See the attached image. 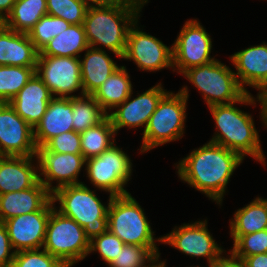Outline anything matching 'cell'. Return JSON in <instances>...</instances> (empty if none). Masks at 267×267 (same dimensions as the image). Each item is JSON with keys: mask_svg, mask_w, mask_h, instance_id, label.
I'll return each instance as SVG.
<instances>
[{"mask_svg": "<svg viewBox=\"0 0 267 267\" xmlns=\"http://www.w3.org/2000/svg\"><path fill=\"white\" fill-rule=\"evenodd\" d=\"M15 251L10 243L8 231L3 222H0V267H11Z\"/></svg>", "mask_w": 267, "mask_h": 267, "instance_id": "39", "label": "cell"}, {"mask_svg": "<svg viewBox=\"0 0 267 267\" xmlns=\"http://www.w3.org/2000/svg\"><path fill=\"white\" fill-rule=\"evenodd\" d=\"M160 258H158L154 263H152L149 267H166V261L163 260H159Z\"/></svg>", "mask_w": 267, "mask_h": 267, "instance_id": "45", "label": "cell"}, {"mask_svg": "<svg viewBox=\"0 0 267 267\" xmlns=\"http://www.w3.org/2000/svg\"><path fill=\"white\" fill-rule=\"evenodd\" d=\"M208 221L200 220L175 226L172 231L161 236V243L172 246L185 255L192 258H206L208 265L219 259L226 250L217 244L213 235L209 232Z\"/></svg>", "mask_w": 267, "mask_h": 267, "instance_id": "12", "label": "cell"}, {"mask_svg": "<svg viewBox=\"0 0 267 267\" xmlns=\"http://www.w3.org/2000/svg\"><path fill=\"white\" fill-rule=\"evenodd\" d=\"M257 102L258 98L247 92L238 102L208 107L216 124V131L209 142L235 151L244 159L249 155L266 166L267 160L260 143L259 131L254 124V117L235 105L237 103L255 106Z\"/></svg>", "mask_w": 267, "mask_h": 267, "instance_id": "3", "label": "cell"}, {"mask_svg": "<svg viewBox=\"0 0 267 267\" xmlns=\"http://www.w3.org/2000/svg\"><path fill=\"white\" fill-rule=\"evenodd\" d=\"M38 181L36 156H0V195L29 189Z\"/></svg>", "mask_w": 267, "mask_h": 267, "instance_id": "20", "label": "cell"}, {"mask_svg": "<svg viewBox=\"0 0 267 267\" xmlns=\"http://www.w3.org/2000/svg\"><path fill=\"white\" fill-rule=\"evenodd\" d=\"M115 130L107 116L102 122L80 133L81 153L85 160L101 155L115 144Z\"/></svg>", "mask_w": 267, "mask_h": 267, "instance_id": "29", "label": "cell"}, {"mask_svg": "<svg viewBox=\"0 0 267 267\" xmlns=\"http://www.w3.org/2000/svg\"><path fill=\"white\" fill-rule=\"evenodd\" d=\"M51 199L52 193L40 181L29 189L0 195V222L39 211Z\"/></svg>", "mask_w": 267, "mask_h": 267, "instance_id": "22", "label": "cell"}, {"mask_svg": "<svg viewBox=\"0 0 267 267\" xmlns=\"http://www.w3.org/2000/svg\"><path fill=\"white\" fill-rule=\"evenodd\" d=\"M229 255L221 256L219 259L214 261L210 266L211 267H246L242 259L236 257L230 250Z\"/></svg>", "mask_w": 267, "mask_h": 267, "instance_id": "40", "label": "cell"}, {"mask_svg": "<svg viewBox=\"0 0 267 267\" xmlns=\"http://www.w3.org/2000/svg\"><path fill=\"white\" fill-rule=\"evenodd\" d=\"M212 38L197 19L187 20L172 44L173 72L182 74L189 68L216 60L211 56Z\"/></svg>", "mask_w": 267, "mask_h": 267, "instance_id": "10", "label": "cell"}, {"mask_svg": "<svg viewBox=\"0 0 267 267\" xmlns=\"http://www.w3.org/2000/svg\"><path fill=\"white\" fill-rule=\"evenodd\" d=\"M73 97H54L45 114L34 128L36 147L44 146L51 138L73 130Z\"/></svg>", "mask_w": 267, "mask_h": 267, "instance_id": "21", "label": "cell"}, {"mask_svg": "<svg viewBox=\"0 0 267 267\" xmlns=\"http://www.w3.org/2000/svg\"><path fill=\"white\" fill-rule=\"evenodd\" d=\"M119 67L106 50L89 46L83 58L80 57L84 94L92 95Z\"/></svg>", "mask_w": 267, "mask_h": 267, "instance_id": "24", "label": "cell"}, {"mask_svg": "<svg viewBox=\"0 0 267 267\" xmlns=\"http://www.w3.org/2000/svg\"><path fill=\"white\" fill-rule=\"evenodd\" d=\"M126 66H120L92 94L102 109L109 114L133 92V85Z\"/></svg>", "mask_w": 267, "mask_h": 267, "instance_id": "26", "label": "cell"}, {"mask_svg": "<svg viewBox=\"0 0 267 267\" xmlns=\"http://www.w3.org/2000/svg\"><path fill=\"white\" fill-rule=\"evenodd\" d=\"M158 258L148 247L124 244L108 267H149Z\"/></svg>", "mask_w": 267, "mask_h": 267, "instance_id": "33", "label": "cell"}, {"mask_svg": "<svg viewBox=\"0 0 267 267\" xmlns=\"http://www.w3.org/2000/svg\"><path fill=\"white\" fill-rule=\"evenodd\" d=\"M36 73V67L0 66V103L12 98Z\"/></svg>", "mask_w": 267, "mask_h": 267, "instance_id": "31", "label": "cell"}, {"mask_svg": "<svg viewBox=\"0 0 267 267\" xmlns=\"http://www.w3.org/2000/svg\"><path fill=\"white\" fill-rule=\"evenodd\" d=\"M242 260L246 267H267V253L246 256Z\"/></svg>", "mask_w": 267, "mask_h": 267, "instance_id": "41", "label": "cell"}, {"mask_svg": "<svg viewBox=\"0 0 267 267\" xmlns=\"http://www.w3.org/2000/svg\"><path fill=\"white\" fill-rule=\"evenodd\" d=\"M107 215L108 230L119 237L124 244L148 247L160 258L161 253L156 242L159 244L161 237H155L144 209L131 193L113 196L109 202Z\"/></svg>", "mask_w": 267, "mask_h": 267, "instance_id": "6", "label": "cell"}, {"mask_svg": "<svg viewBox=\"0 0 267 267\" xmlns=\"http://www.w3.org/2000/svg\"><path fill=\"white\" fill-rule=\"evenodd\" d=\"M258 103H260V118L262 125L267 128V86L257 92Z\"/></svg>", "mask_w": 267, "mask_h": 267, "instance_id": "42", "label": "cell"}, {"mask_svg": "<svg viewBox=\"0 0 267 267\" xmlns=\"http://www.w3.org/2000/svg\"><path fill=\"white\" fill-rule=\"evenodd\" d=\"M11 267H67L43 248L15 252Z\"/></svg>", "mask_w": 267, "mask_h": 267, "instance_id": "35", "label": "cell"}, {"mask_svg": "<svg viewBox=\"0 0 267 267\" xmlns=\"http://www.w3.org/2000/svg\"><path fill=\"white\" fill-rule=\"evenodd\" d=\"M148 2L149 0H106L88 6L83 22L88 45L101 50L106 48L122 59L129 29L137 19L140 20V12Z\"/></svg>", "mask_w": 267, "mask_h": 267, "instance_id": "2", "label": "cell"}, {"mask_svg": "<svg viewBox=\"0 0 267 267\" xmlns=\"http://www.w3.org/2000/svg\"><path fill=\"white\" fill-rule=\"evenodd\" d=\"M45 15H47V0H16L3 25L16 32L27 34Z\"/></svg>", "mask_w": 267, "mask_h": 267, "instance_id": "28", "label": "cell"}, {"mask_svg": "<svg viewBox=\"0 0 267 267\" xmlns=\"http://www.w3.org/2000/svg\"><path fill=\"white\" fill-rule=\"evenodd\" d=\"M89 248L90 240L83 227L54 207L47 222L43 249L65 266L72 267L88 256Z\"/></svg>", "mask_w": 267, "mask_h": 267, "instance_id": "8", "label": "cell"}, {"mask_svg": "<svg viewBox=\"0 0 267 267\" xmlns=\"http://www.w3.org/2000/svg\"><path fill=\"white\" fill-rule=\"evenodd\" d=\"M233 244L242 236L267 229V198L256 197L229 221Z\"/></svg>", "mask_w": 267, "mask_h": 267, "instance_id": "25", "label": "cell"}, {"mask_svg": "<svg viewBox=\"0 0 267 267\" xmlns=\"http://www.w3.org/2000/svg\"><path fill=\"white\" fill-rule=\"evenodd\" d=\"M190 267H200V266H190ZM202 267V266H201ZM208 267H211L210 265H208Z\"/></svg>", "mask_w": 267, "mask_h": 267, "instance_id": "47", "label": "cell"}, {"mask_svg": "<svg viewBox=\"0 0 267 267\" xmlns=\"http://www.w3.org/2000/svg\"><path fill=\"white\" fill-rule=\"evenodd\" d=\"M236 69L238 83L246 91L245 86L260 91L267 86V43L263 42L230 55Z\"/></svg>", "mask_w": 267, "mask_h": 267, "instance_id": "18", "label": "cell"}, {"mask_svg": "<svg viewBox=\"0 0 267 267\" xmlns=\"http://www.w3.org/2000/svg\"><path fill=\"white\" fill-rule=\"evenodd\" d=\"M84 2L87 6H94L105 2L106 0H79Z\"/></svg>", "mask_w": 267, "mask_h": 267, "instance_id": "44", "label": "cell"}, {"mask_svg": "<svg viewBox=\"0 0 267 267\" xmlns=\"http://www.w3.org/2000/svg\"><path fill=\"white\" fill-rule=\"evenodd\" d=\"M188 86H182L175 94L168 91L160 100L142 132L140 153L182 139L187 119Z\"/></svg>", "mask_w": 267, "mask_h": 267, "instance_id": "5", "label": "cell"}, {"mask_svg": "<svg viewBox=\"0 0 267 267\" xmlns=\"http://www.w3.org/2000/svg\"><path fill=\"white\" fill-rule=\"evenodd\" d=\"M123 245L124 243L119 237L107 230L90 241L88 255L95 251L98 252L101 259L108 266L110 262L117 257V254L121 251Z\"/></svg>", "mask_w": 267, "mask_h": 267, "instance_id": "37", "label": "cell"}, {"mask_svg": "<svg viewBox=\"0 0 267 267\" xmlns=\"http://www.w3.org/2000/svg\"><path fill=\"white\" fill-rule=\"evenodd\" d=\"M71 24L64 19L52 15H45L27 33L35 48L40 52L45 45L61 31Z\"/></svg>", "mask_w": 267, "mask_h": 267, "instance_id": "32", "label": "cell"}, {"mask_svg": "<svg viewBox=\"0 0 267 267\" xmlns=\"http://www.w3.org/2000/svg\"><path fill=\"white\" fill-rule=\"evenodd\" d=\"M87 8L79 0H47V15L60 17L70 24H83Z\"/></svg>", "mask_w": 267, "mask_h": 267, "instance_id": "34", "label": "cell"}, {"mask_svg": "<svg viewBox=\"0 0 267 267\" xmlns=\"http://www.w3.org/2000/svg\"><path fill=\"white\" fill-rule=\"evenodd\" d=\"M39 181L52 193L66 186L83 183L78 180L79 174L86 166L82 154L57 153L47 150L44 146L36 149ZM56 185L53 186L52 183Z\"/></svg>", "mask_w": 267, "mask_h": 267, "instance_id": "14", "label": "cell"}, {"mask_svg": "<svg viewBox=\"0 0 267 267\" xmlns=\"http://www.w3.org/2000/svg\"><path fill=\"white\" fill-rule=\"evenodd\" d=\"M16 0H0V18L4 21L10 14Z\"/></svg>", "mask_w": 267, "mask_h": 267, "instance_id": "43", "label": "cell"}, {"mask_svg": "<svg viewBox=\"0 0 267 267\" xmlns=\"http://www.w3.org/2000/svg\"><path fill=\"white\" fill-rule=\"evenodd\" d=\"M44 147L51 152L82 154L80 133L74 130L51 138Z\"/></svg>", "mask_w": 267, "mask_h": 267, "instance_id": "38", "label": "cell"}, {"mask_svg": "<svg viewBox=\"0 0 267 267\" xmlns=\"http://www.w3.org/2000/svg\"><path fill=\"white\" fill-rule=\"evenodd\" d=\"M73 130L82 133L102 122L108 114L96 99L89 94L73 97Z\"/></svg>", "mask_w": 267, "mask_h": 267, "instance_id": "30", "label": "cell"}, {"mask_svg": "<svg viewBox=\"0 0 267 267\" xmlns=\"http://www.w3.org/2000/svg\"><path fill=\"white\" fill-rule=\"evenodd\" d=\"M3 25V20L0 18V27Z\"/></svg>", "mask_w": 267, "mask_h": 267, "instance_id": "46", "label": "cell"}, {"mask_svg": "<svg viewBox=\"0 0 267 267\" xmlns=\"http://www.w3.org/2000/svg\"><path fill=\"white\" fill-rule=\"evenodd\" d=\"M53 98L48 87L35 73L8 103L34 129Z\"/></svg>", "mask_w": 267, "mask_h": 267, "instance_id": "19", "label": "cell"}, {"mask_svg": "<svg viewBox=\"0 0 267 267\" xmlns=\"http://www.w3.org/2000/svg\"><path fill=\"white\" fill-rule=\"evenodd\" d=\"M175 164L178 178L222 206L226 187L244 158L221 145L207 142Z\"/></svg>", "mask_w": 267, "mask_h": 267, "instance_id": "1", "label": "cell"}, {"mask_svg": "<svg viewBox=\"0 0 267 267\" xmlns=\"http://www.w3.org/2000/svg\"><path fill=\"white\" fill-rule=\"evenodd\" d=\"M88 47L83 24H71L50 40L39 55L80 58Z\"/></svg>", "mask_w": 267, "mask_h": 267, "instance_id": "27", "label": "cell"}, {"mask_svg": "<svg viewBox=\"0 0 267 267\" xmlns=\"http://www.w3.org/2000/svg\"><path fill=\"white\" fill-rule=\"evenodd\" d=\"M36 73L53 97L72 98L85 95L80 58L38 55ZM78 90H81L80 95H72Z\"/></svg>", "mask_w": 267, "mask_h": 267, "instance_id": "11", "label": "cell"}, {"mask_svg": "<svg viewBox=\"0 0 267 267\" xmlns=\"http://www.w3.org/2000/svg\"><path fill=\"white\" fill-rule=\"evenodd\" d=\"M167 92L161 82L141 94L137 93L135 98L132 92L122 104L115 108V111L108 114L115 133L118 134V131L124 127L136 129L143 126L144 131L158 103Z\"/></svg>", "mask_w": 267, "mask_h": 267, "instance_id": "16", "label": "cell"}, {"mask_svg": "<svg viewBox=\"0 0 267 267\" xmlns=\"http://www.w3.org/2000/svg\"><path fill=\"white\" fill-rule=\"evenodd\" d=\"M55 206L51 199L39 211L18 215L3 222L15 252L43 248L47 222Z\"/></svg>", "mask_w": 267, "mask_h": 267, "instance_id": "17", "label": "cell"}, {"mask_svg": "<svg viewBox=\"0 0 267 267\" xmlns=\"http://www.w3.org/2000/svg\"><path fill=\"white\" fill-rule=\"evenodd\" d=\"M130 157L115 144L97 157L86 160L85 172L90 183L112 196L129 194L125 186L133 171Z\"/></svg>", "mask_w": 267, "mask_h": 267, "instance_id": "9", "label": "cell"}, {"mask_svg": "<svg viewBox=\"0 0 267 267\" xmlns=\"http://www.w3.org/2000/svg\"><path fill=\"white\" fill-rule=\"evenodd\" d=\"M84 182L60 187L52 192V201L62 215L75 220L83 227L87 238H93L108 230V207L112 199L109 194L107 205L97 197ZM59 209H58V208Z\"/></svg>", "mask_w": 267, "mask_h": 267, "instance_id": "4", "label": "cell"}, {"mask_svg": "<svg viewBox=\"0 0 267 267\" xmlns=\"http://www.w3.org/2000/svg\"><path fill=\"white\" fill-rule=\"evenodd\" d=\"M137 19L130 27L126 50L122 59L133 61L139 70L156 72L165 68H172V45L167 46L155 36L142 31Z\"/></svg>", "mask_w": 267, "mask_h": 267, "instance_id": "13", "label": "cell"}, {"mask_svg": "<svg viewBox=\"0 0 267 267\" xmlns=\"http://www.w3.org/2000/svg\"><path fill=\"white\" fill-rule=\"evenodd\" d=\"M194 85L207 107L238 102L247 92L238 83L234 70L218 59L182 73Z\"/></svg>", "mask_w": 267, "mask_h": 267, "instance_id": "7", "label": "cell"}, {"mask_svg": "<svg viewBox=\"0 0 267 267\" xmlns=\"http://www.w3.org/2000/svg\"><path fill=\"white\" fill-rule=\"evenodd\" d=\"M230 251L240 259L259 253H267V229L242 235L233 244Z\"/></svg>", "mask_w": 267, "mask_h": 267, "instance_id": "36", "label": "cell"}, {"mask_svg": "<svg viewBox=\"0 0 267 267\" xmlns=\"http://www.w3.org/2000/svg\"><path fill=\"white\" fill-rule=\"evenodd\" d=\"M38 55L27 34L0 27V66L37 67Z\"/></svg>", "mask_w": 267, "mask_h": 267, "instance_id": "23", "label": "cell"}, {"mask_svg": "<svg viewBox=\"0 0 267 267\" xmlns=\"http://www.w3.org/2000/svg\"><path fill=\"white\" fill-rule=\"evenodd\" d=\"M34 129L8 102L0 103V156H35Z\"/></svg>", "mask_w": 267, "mask_h": 267, "instance_id": "15", "label": "cell"}]
</instances>
